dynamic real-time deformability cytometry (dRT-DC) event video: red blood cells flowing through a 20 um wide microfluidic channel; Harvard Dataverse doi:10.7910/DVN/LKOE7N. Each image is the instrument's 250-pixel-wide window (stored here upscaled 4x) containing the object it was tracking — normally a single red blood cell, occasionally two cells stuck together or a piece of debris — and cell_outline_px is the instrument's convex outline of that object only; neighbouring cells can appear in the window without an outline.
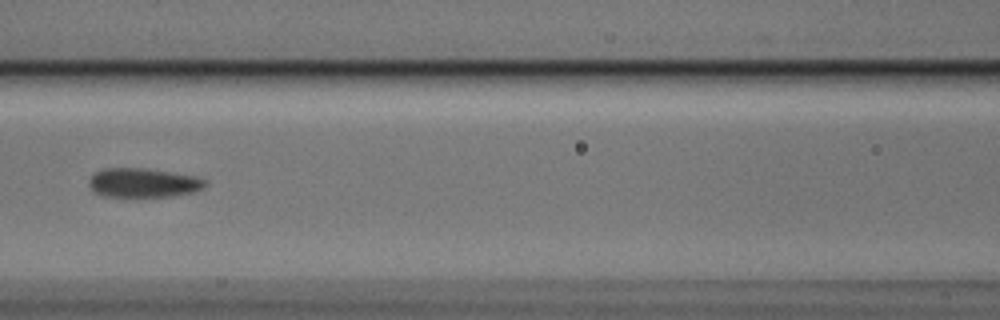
{"species": "Egyptian fruit bat (a non-hibernating species)", "species_latin": "Rousettus aegyptiacus", "temperature_condition": "cold", "stored_images_in_passage": 6, "camera_frame_rate_fps": 3000, "um_per_image_px": 0.085, "animal": {"sex": "male"}, "frame": {"image": 1, "passage_image": 6, "time_ms": 1.667, "image_size_px": [1000, 320], "cell_outline_px": [[208, 184], [204, 188], [192, 192], [172, 196], [104, 196], [96, 192], [88, 184], [88, 180], [96, 172], [104, 168], [148, 168], [196, 176], [208, 180]], "centroid_in_image_um": [12.23, 15.52], "position_along_channel_um": 154.4, "area_um2": 19.77}}